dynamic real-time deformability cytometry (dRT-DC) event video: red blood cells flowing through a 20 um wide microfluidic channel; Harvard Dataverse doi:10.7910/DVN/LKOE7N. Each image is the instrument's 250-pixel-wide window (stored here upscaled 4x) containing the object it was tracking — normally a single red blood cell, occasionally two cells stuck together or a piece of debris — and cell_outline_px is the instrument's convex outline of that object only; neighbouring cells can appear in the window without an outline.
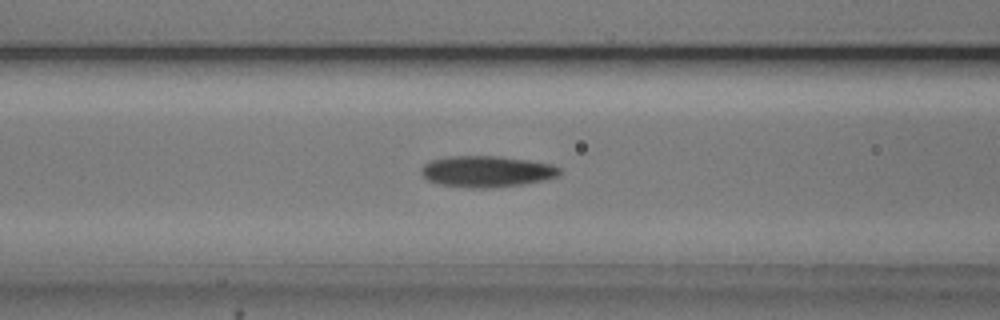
{"species": "common noctule bat (a hibernating species)", "species_latin": "Nyctalus noctula", "temperature_condition": "cold", "stored_images_in_passage": 39, "camera_frame_rate_fps": 3000, "um_per_image_px": 0.085, "animal": {"sex": "male", "body_mass_g": 20.5, "forearm_length_mm": 52.5}, "frame": {"image": 1, "passage_image": 6, "time_ms": 1.667, "image_size_px": [1000, 320], "cell_outline_px": [[560, 176], [544, 180], [524, 184], [492, 188], [468, 188], [440, 184], [428, 180], [420, 172], [420, 168], [424, 164], [432, 160], [448, 156], [500, 156], [528, 160], [552, 164], [560, 168]], "centroid_in_image_um": [41.38, 14.58], "position_along_channel_um": 125.2, "area_um2": 25.37}}
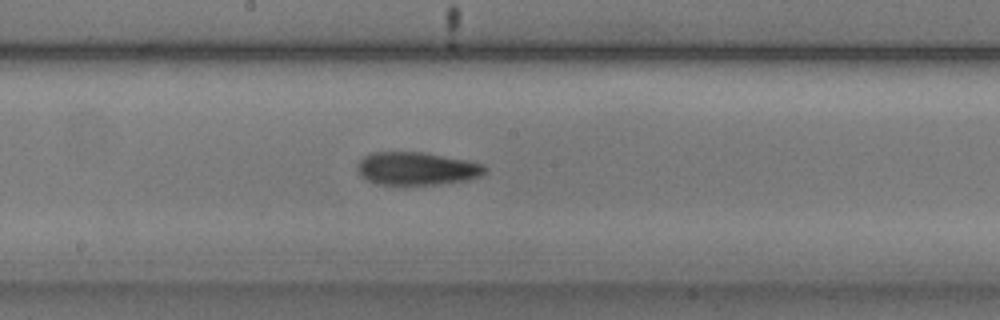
{"frame": {"image": 2, "passage_image": 13, "time_ms": 4.0, "image_size_px": [1000, 320], "cell_outline_px": [[488, 168], [480, 176], [468, 180], [436, 184], [380, 184], [368, 180], [360, 176], [356, 164], [364, 156], [372, 152], [424, 152], [468, 160], [484, 164]], "centroid_in_image_um": [35.43, 14.31], "position_along_channel_um": 212.8, "area_um2": 24.51}}
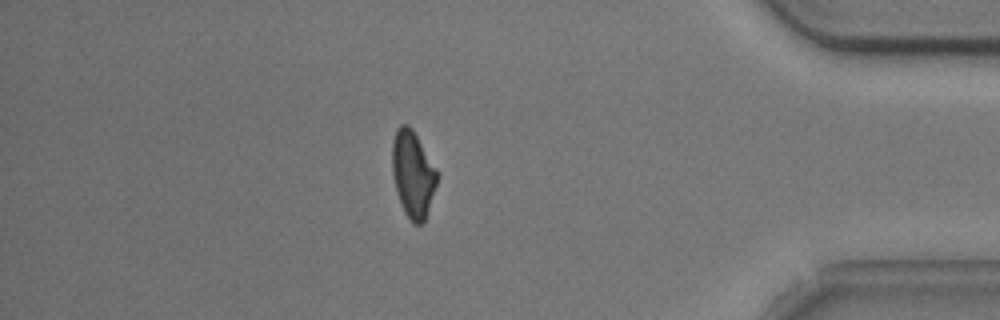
{"frame": {"image": 3, "passage_image": 31, "time_ms": 10.0, "image_size_px": [1000, 320], "cell_outline_px": [[436, 184], [424, 220], [420, 224], [412, 224], [404, 212], [396, 188], [392, 172], [392, 140], [400, 124], [408, 124], [412, 128], [436, 172]], "centroid_in_image_um": [35.05, 14.79], "position_along_channel_um": 400.2, "area_um2": 21.79}}